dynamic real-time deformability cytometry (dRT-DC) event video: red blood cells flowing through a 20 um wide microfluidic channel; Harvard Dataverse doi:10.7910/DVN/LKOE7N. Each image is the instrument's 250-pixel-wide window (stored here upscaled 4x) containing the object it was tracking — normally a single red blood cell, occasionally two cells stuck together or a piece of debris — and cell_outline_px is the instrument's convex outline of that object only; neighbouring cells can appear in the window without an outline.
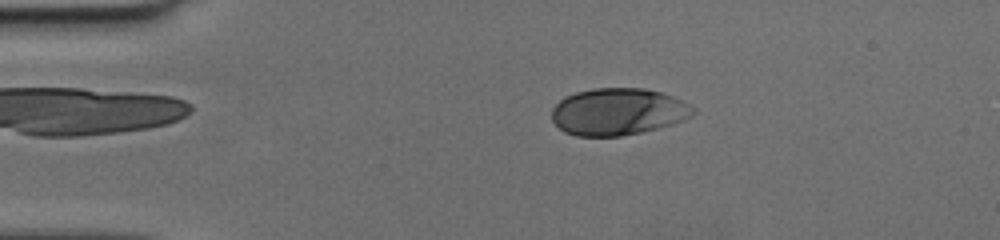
{"species": "human", "species_latin": "Homo sapiens", "temperature_condition": "cold", "stored_images_in_passage": 51, "camera_frame_rate_fps": 3000, "um_per_image_px": 0.085, "donor": {"sex": "female"}, "frame": {"image": 1, "passage_image": 11, "time_ms": 3.333, "image_size_px": [1000, 240], "cell_outline_px": [[696, 112], [692, 116], [672, 124], [640, 132], [620, 136], [576, 136], [564, 132], [552, 120], [552, 108], [564, 96], [576, 92], [596, 88], [644, 88], [660, 92], [680, 100], [696, 108]], "centroid_in_image_um": [52.51, 9.49], "position_along_channel_um": 32.5, "area_um2": 38.55}}
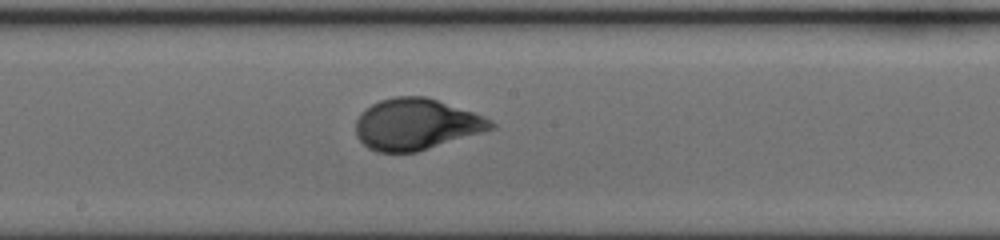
{"frame": {"image": 2, "passage_image": 28, "time_ms": 9.0, "image_size_px": [1000, 240], "cell_outline_px": [[496, 128], [416, 152], [376, 152], [368, 148], [360, 140], [356, 132], [356, 120], [372, 104], [380, 100], [396, 96], [424, 96], [484, 116], [496, 124]], "centroid_in_image_um": [35.38, 10.57], "position_along_channel_um": 212.8, "area_um2": 39.82}}
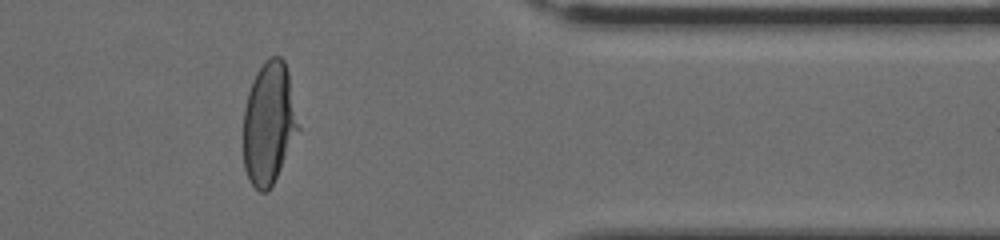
{"frame": {"image": 3, "passage_image": 42, "time_ms": 13.667, "image_size_px": [1000, 240], "cell_outline_px": [[300, 128], [272, 184], [264, 192], [260, 192], [252, 184], [244, 168], [244, 108], [248, 92], [252, 80], [256, 72], [264, 60], [272, 56], [280, 56], [284, 60], [288, 72]], "centroid_in_image_um": [22.85, 10.42], "position_along_channel_um": 388.6, "area_um2": 38.78}}